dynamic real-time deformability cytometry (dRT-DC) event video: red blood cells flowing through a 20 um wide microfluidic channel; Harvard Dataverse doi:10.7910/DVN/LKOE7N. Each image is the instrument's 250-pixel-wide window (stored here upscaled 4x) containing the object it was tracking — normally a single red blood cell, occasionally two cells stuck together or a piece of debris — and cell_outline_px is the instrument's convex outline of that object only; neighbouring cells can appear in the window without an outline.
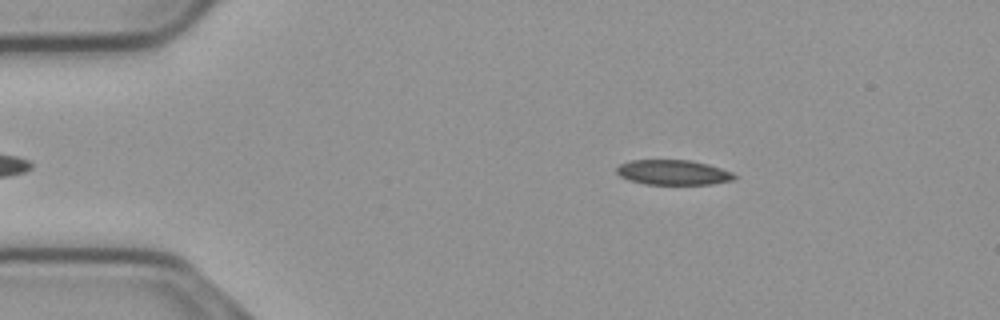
{"species": "common noctule bat (a hibernating species)", "species_latin": "Nyctalus noctula", "temperature_condition": "cold", "stored_images_in_passage": 41, "camera_frame_rate_fps": 3000, "um_per_image_px": 0.085, "animal": {"sex": "male", "body_mass_g": 23.1, "forearm_length_mm": 52.7}, "frame": {"image": 1, "passage_image": 4, "time_ms": 1.0, "image_size_px": [1000, 320], "cell_outline_px": [[740, 176], [736, 180], [712, 184], [648, 184], [628, 180], [620, 176], [616, 172], [616, 168], [620, 164], [632, 160], [692, 160], [708, 164], [732, 172]], "centroid_in_image_um": [57.27, 14.65], "position_along_channel_um": 27.7, "area_um2": 17.28}}
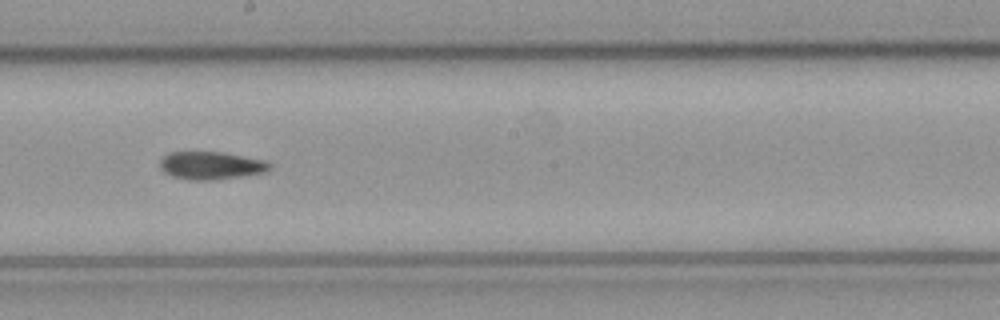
{"frame": {"image": 2, "passage_image": 25, "time_ms": 8.0, "image_size_px": [1000, 320], "cell_outline_px": [[272, 168], [268, 172], [240, 176], [208, 180], [192, 180], [172, 176], [164, 172], [160, 168], [160, 160], [168, 152], [224, 152], [264, 160], [272, 164]], "centroid_in_image_um": [17.96, 14.06], "position_along_channel_um": 230.2, "area_um2": 17.8}}
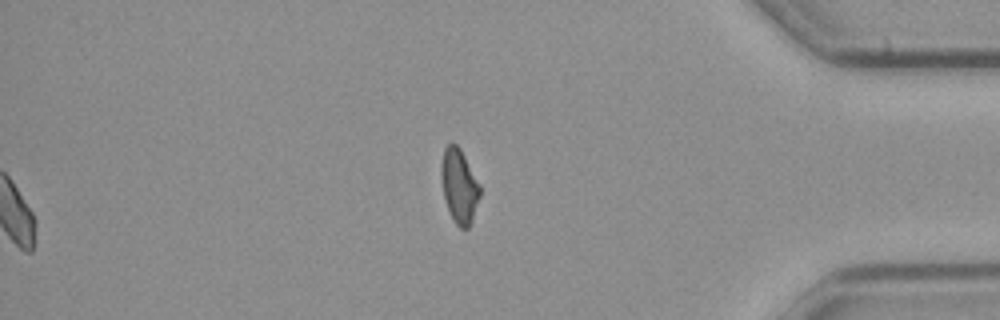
{"frame": {"image": 3, "passage_image": 41, "time_ms": 13.333, "image_size_px": [1000, 320], "cell_outline_px": [[480, 196], [472, 220], [468, 228], [460, 228], [456, 224], [448, 208], [444, 196], [440, 176], [440, 168], [444, 148], [452, 140], [460, 148], [480, 184]], "centroid_in_image_um": [39.03, 15.76], "position_along_channel_um": 396.2, "area_um2": 16.7}}